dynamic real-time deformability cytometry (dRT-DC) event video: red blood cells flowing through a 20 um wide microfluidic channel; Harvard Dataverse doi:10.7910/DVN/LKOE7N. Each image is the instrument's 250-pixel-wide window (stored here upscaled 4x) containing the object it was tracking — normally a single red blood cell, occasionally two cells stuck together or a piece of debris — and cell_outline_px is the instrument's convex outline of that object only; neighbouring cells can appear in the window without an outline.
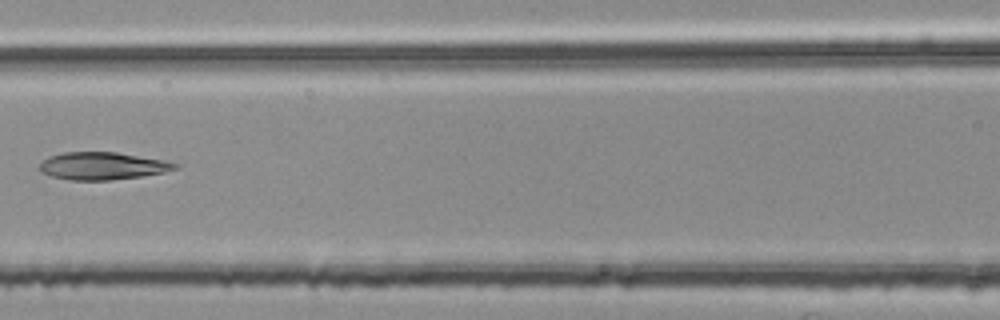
{"species": "common noctule bat (a hibernating species)", "species_latin": "Nyctalus noctula", "temperature_condition": "room temperature", "stored_images_in_passage": 4, "camera_frame_rate_fps": 3000, "um_per_image_px": 0.085, "animal": {"sex": "female", "body_mass_g": 25.1}, "frame": {"image": 1, "passage_image": 4, "time_ms": 1.0, "image_size_px": [1000, 320], "cell_outline_px": [[180, 168], [164, 172], [140, 176], [108, 180], [68, 180], [52, 176], [40, 172], [40, 164], [44, 160], [52, 156], [64, 152], [116, 152], [164, 160], [180, 164]], "centroid_in_image_um": [8.74, 14.1], "position_along_channel_um": 157.9, "area_um2": 21.56}}